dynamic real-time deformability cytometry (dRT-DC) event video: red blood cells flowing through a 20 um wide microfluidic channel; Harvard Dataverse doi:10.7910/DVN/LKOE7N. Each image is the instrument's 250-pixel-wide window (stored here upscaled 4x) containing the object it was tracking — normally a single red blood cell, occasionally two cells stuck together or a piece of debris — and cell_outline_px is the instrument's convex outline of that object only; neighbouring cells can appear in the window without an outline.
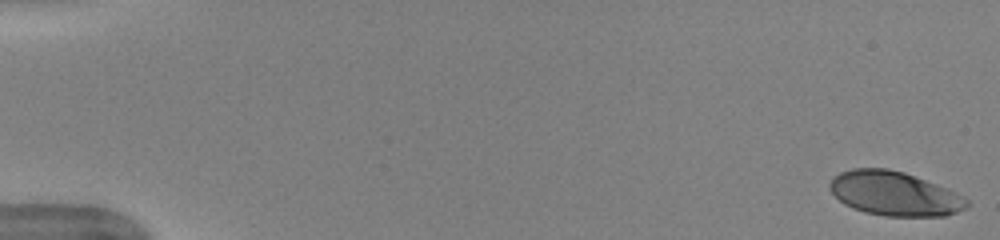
{"species": "human", "species_latin": "Homo sapiens", "temperature_condition": "warm", "stored_images_in_passage": 51, "camera_frame_rate_fps": 3000, "um_per_image_px": 0.085, "donor": {"sex": "female"}, "frame": {"image": 1, "passage_image": 1, "time_ms": 0.0, "image_size_px": [1000, 240], "cell_outline_px": [[968, 208], [944, 216], [884, 216], [864, 212], [852, 208], [844, 204], [828, 188], [828, 184], [832, 176], [840, 172], [852, 168], [888, 168], [904, 172], [948, 188], [964, 196], [968, 200]], "centroid_in_image_um": [76.02, 16.45], "position_along_channel_um": 9.0, "area_um2": 35.6}}
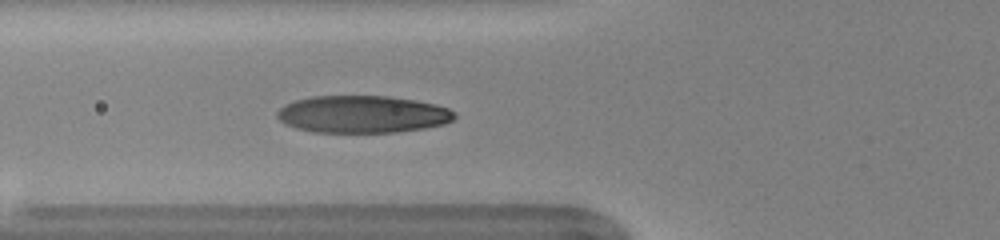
{"frame": {"image": 2, "passage_image": 20, "time_ms": 6.333, "image_size_px": [1000, 240], "cell_outline_px": [[456, 116], [452, 120], [444, 124], [424, 128], [396, 132], [312, 132], [296, 128], [284, 124], [276, 116], [276, 112], [284, 104], [296, 100], [312, 96], [388, 96], [416, 100], [436, 104], [448, 108], [456, 112]], "centroid_in_image_um": [30.81, 9.71], "position_along_channel_um": 95.0, "area_um2": 38.73}}
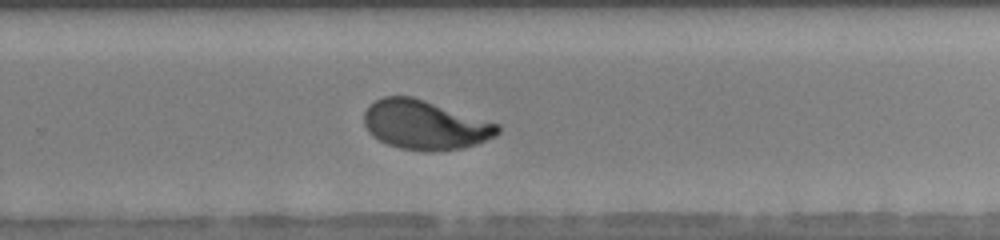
{"frame": {"image": 3, "passage_image": 35, "time_ms": 11.333, "image_size_px": [1000, 240], "cell_outline_px": [[500, 132], [496, 136], [476, 144], [464, 148], [400, 148], [388, 144], [372, 136], [368, 132], [364, 124], [364, 112], [376, 100], [384, 96], [412, 96], [500, 124]], "centroid_in_image_um": [36.13, 10.58], "position_along_channel_um": 293.7, "area_um2": 37.4}, "authors_computed_cell_mechanics": {"area_um2": 38.3214, "velocity_mm_per_s": 3.9662, "shape_relaxation_time_tau1_ms": 2.9779, "shape_relaxation_time_tau2_ms": null, "deformation_change_tau1": 0.1852, "deformation_change_tau2": null}}